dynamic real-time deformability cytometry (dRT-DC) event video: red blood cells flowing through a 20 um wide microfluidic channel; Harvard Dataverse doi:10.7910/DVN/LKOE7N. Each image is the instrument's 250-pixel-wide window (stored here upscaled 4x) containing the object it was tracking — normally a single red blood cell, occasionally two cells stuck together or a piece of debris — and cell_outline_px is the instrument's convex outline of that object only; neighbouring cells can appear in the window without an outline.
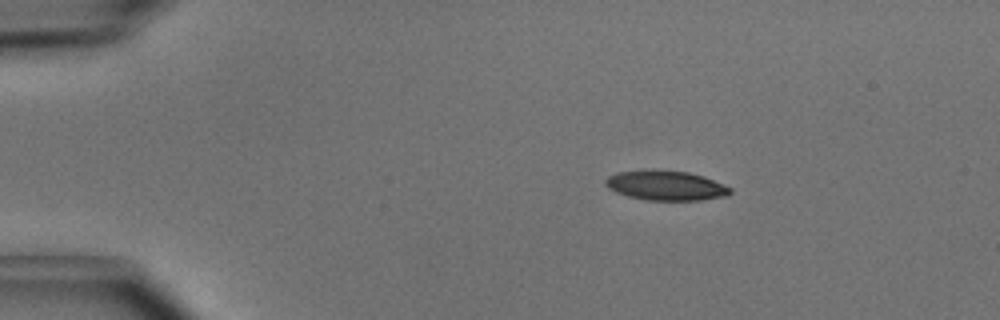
{"species": "common noctule bat (a hibernating species)", "species_latin": "Nyctalus noctula", "temperature_condition": "cold", "stored_images_in_passage": 42, "camera_frame_rate_fps": 3000, "um_per_image_px": 0.085, "animal": {"sex": "male", "body_mass_g": 15.6}, "frame": {"image": 1, "passage_image": 1, "time_ms": 0.0, "image_size_px": [1000, 320], "cell_outline_px": [[732, 192], [728, 196], [700, 200], [644, 200], [628, 196], [616, 192], [608, 188], [604, 184], [604, 180], [608, 176], [616, 172], [688, 172], [704, 176], [732, 188]], "centroid_in_image_um": [56.63, 15.81], "position_along_channel_um": 28.4, "area_um2": 21.04}}
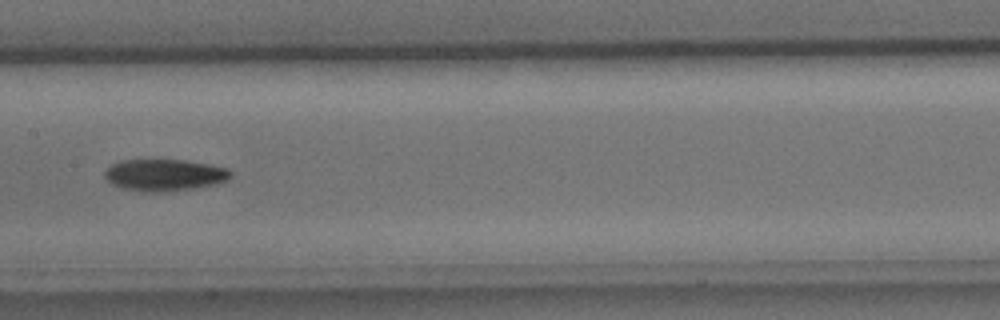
{"frame": {"image": 2, "passage_image": 18, "time_ms": 5.667, "image_size_px": [1000, 320], "cell_outline_px": [[232, 176], [228, 180], [216, 184], [192, 188], [164, 192], [144, 192], [124, 188], [112, 184], [104, 176], [104, 172], [112, 164], [120, 160], [188, 160], [228, 168], [232, 172]], "centroid_in_image_um": [14.0, 14.87], "position_along_channel_um": 193.4, "area_um2": 23.35}}
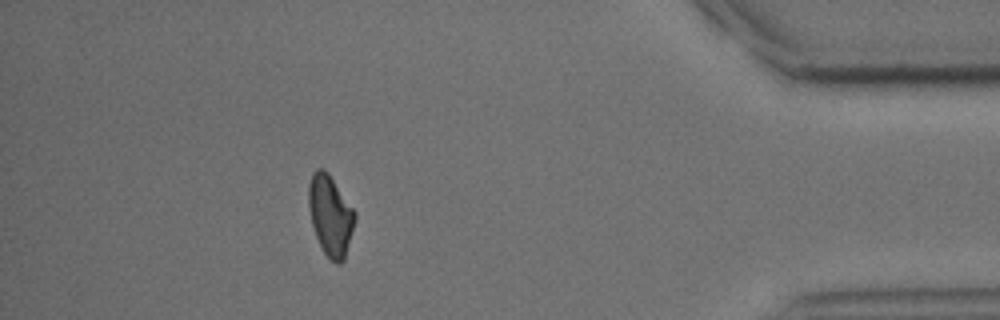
{"frame": {"image": 3, "passage_image": 37, "time_ms": 12.0, "image_size_px": [1000, 320], "cell_outline_px": [[356, 216], [344, 260], [340, 264], [336, 264], [324, 252], [316, 236], [312, 224], [308, 208], [308, 184], [312, 172], [316, 168], [324, 168], [328, 172], [356, 212]], "centroid_in_image_um": [28.06, 18.26], "position_along_channel_um": 407.1, "area_um2": 21.68}, "authors_computed_cell_mechanics": {"area_um2": 22.4264, "velocity_mm_per_s": 4.0551, "shape_relaxation_time_tau1_ms": 3.2052, "shape_relaxation_time_tau2_ms": null, "deformation_change_tau1": 0.1178, "deformation_change_tau2": null}}